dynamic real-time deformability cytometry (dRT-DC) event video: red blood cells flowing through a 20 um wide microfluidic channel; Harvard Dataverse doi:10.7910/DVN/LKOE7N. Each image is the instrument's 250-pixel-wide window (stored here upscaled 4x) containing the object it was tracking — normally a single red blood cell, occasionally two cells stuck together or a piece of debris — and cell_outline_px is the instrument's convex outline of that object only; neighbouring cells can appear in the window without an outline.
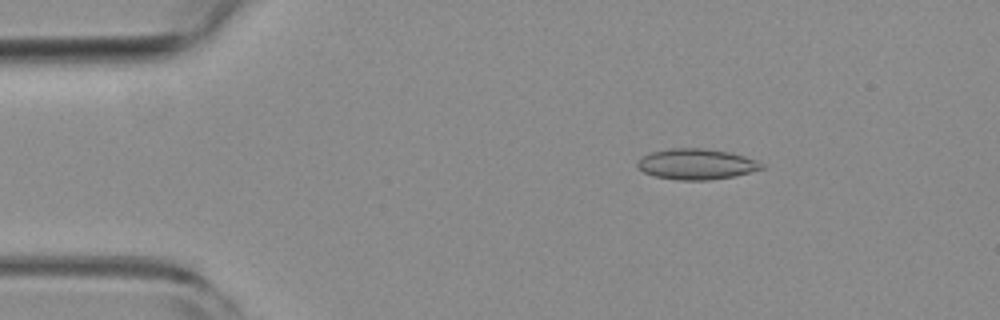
{"species": "common noctule bat (a hibernating species)", "species_latin": "Nyctalus noctula", "temperature_condition": "room temperature", "stored_images_in_passage": 54, "camera_frame_rate_fps": 3000, "um_per_image_px": 0.085, "animal": {"sex": "female", "body_mass_g": 19.3, "forearm_length_mm": 54.1}, "frame": {"image": 1, "passage_image": 8, "time_ms": 2.333, "image_size_px": [1000, 320], "cell_outline_px": [[764, 168], [732, 176], [708, 180], [680, 180], [656, 176], [644, 172], [636, 164], [644, 156], [652, 152], [672, 148], [704, 148], [728, 152], [744, 156], [756, 160], [764, 164]], "centroid_in_image_um": [59.21, 13.94], "position_along_channel_um": 25.8, "area_um2": 21.79}}
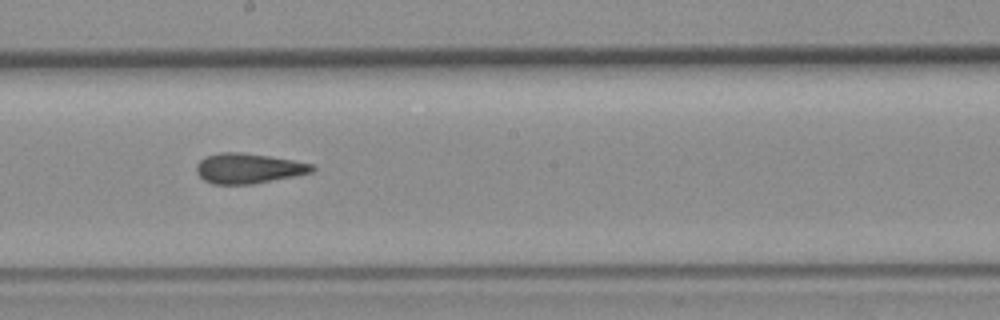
{"frame": {"image": 2, "passage_image": 29, "time_ms": 9.333, "image_size_px": [1000, 320], "cell_outline_px": [[316, 168], [312, 172], [252, 184], [212, 184], [204, 180], [196, 172], [196, 164], [200, 160], [208, 156], [220, 152], [240, 152], [268, 156], [292, 160], [312, 164]], "centroid_in_image_um": [21.08, 14.31], "position_along_channel_um": 227.1, "area_um2": 20.06}}
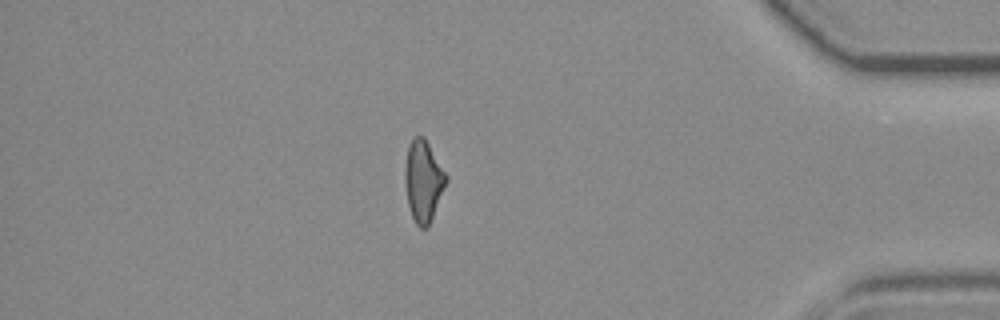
{"frame": {"image": 3, "passage_image": 46, "time_ms": 15.0, "image_size_px": [1000, 320], "cell_outline_px": [[448, 180], [428, 228], [420, 228], [416, 224], [412, 216], [408, 204], [404, 180], [404, 168], [408, 148], [412, 140], [416, 136], [424, 136], [448, 176]], "centroid_in_image_um": [35.99, 15.4], "position_along_channel_um": 399.2, "area_um2": 19.54}, "authors_computed_cell_mechanics": {"area_um2": 20.1722, "velocity_mm_per_s": 3.7675, "shape_relaxation_time_tau1_ms": null, "shape_relaxation_time_tau2_ms": 2.4101, "deformation_change_tau1": null, "deformation_change_tau2": 0.0955}}